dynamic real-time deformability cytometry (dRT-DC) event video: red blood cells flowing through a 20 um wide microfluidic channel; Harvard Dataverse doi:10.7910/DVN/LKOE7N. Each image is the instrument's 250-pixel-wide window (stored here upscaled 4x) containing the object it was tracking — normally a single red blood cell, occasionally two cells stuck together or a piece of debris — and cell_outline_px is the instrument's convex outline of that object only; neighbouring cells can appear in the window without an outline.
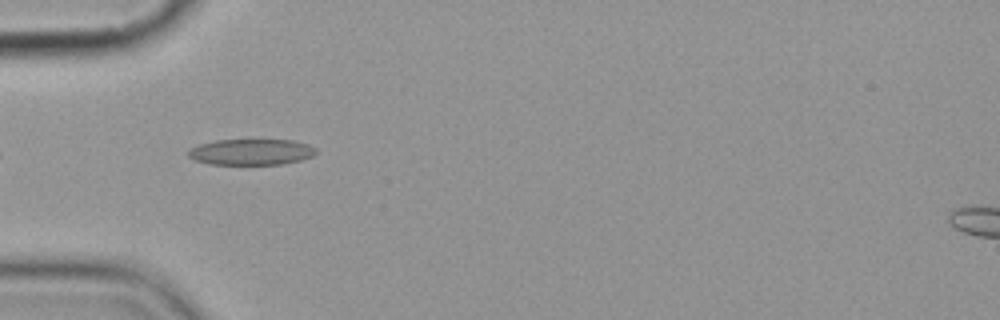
{"species": "common noctule bat (a hibernating species)", "species_latin": "Nyctalus noctula", "temperature_condition": "cold", "stored_images_in_passage": 2, "camera_frame_rate_fps": 3000, "um_per_image_px": 0.085, "animal": {"sex": "female", "body_mass_g": 19.9}, "frame": {"image": 1, "passage_image": 1, "time_ms": 0.0, "image_size_px": [1000, 320], "cell_outline_px": [[316, 152], [312, 156], [300, 160], [280, 164], [212, 164], [196, 160], [188, 156], [188, 152], [192, 148], [200, 144], [216, 140], [260, 136], [292, 140], [308, 144], [316, 148]], "centroid_in_image_um": [21.4, 12.85], "position_along_channel_um": 63.6, "area_um2": 20.17}}
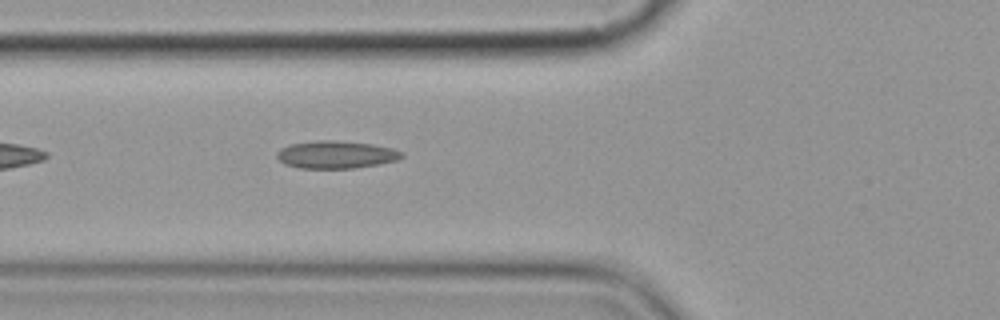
{"frame": {"image": 2, "passage_image": 2, "time_ms": 1.0, "image_size_px": [1000, 320], "cell_outline_px": [[404, 156], [396, 160], [380, 164], [352, 168], [300, 168], [284, 164], [276, 156], [276, 152], [280, 148], [288, 144], [316, 140], [332, 140], [372, 144], [392, 148], [404, 152]], "centroid_in_image_um": [28.54, 13.14], "position_along_channel_um": 97.3, "area_um2": 20.17}}